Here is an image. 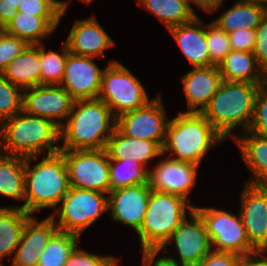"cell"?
<instances>
[{
	"label": "cell",
	"mask_w": 267,
	"mask_h": 266,
	"mask_svg": "<svg viewBox=\"0 0 267 266\" xmlns=\"http://www.w3.org/2000/svg\"><path fill=\"white\" fill-rule=\"evenodd\" d=\"M115 127L116 117L101 99L74 100L60 128V140H64L60 151L105 149Z\"/></svg>",
	"instance_id": "cell-1"
},
{
	"label": "cell",
	"mask_w": 267,
	"mask_h": 266,
	"mask_svg": "<svg viewBox=\"0 0 267 266\" xmlns=\"http://www.w3.org/2000/svg\"><path fill=\"white\" fill-rule=\"evenodd\" d=\"M60 127L44 117L20 111L0 124V152L20 157L47 155L60 151ZM56 145V146H55Z\"/></svg>",
	"instance_id": "cell-2"
},
{
	"label": "cell",
	"mask_w": 267,
	"mask_h": 266,
	"mask_svg": "<svg viewBox=\"0 0 267 266\" xmlns=\"http://www.w3.org/2000/svg\"><path fill=\"white\" fill-rule=\"evenodd\" d=\"M37 159L38 156L25 158L26 202L20 207L31 215L43 208L58 207L70 188L68 169L60 152L47 155L31 166V160Z\"/></svg>",
	"instance_id": "cell-3"
},
{
	"label": "cell",
	"mask_w": 267,
	"mask_h": 266,
	"mask_svg": "<svg viewBox=\"0 0 267 266\" xmlns=\"http://www.w3.org/2000/svg\"><path fill=\"white\" fill-rule=\"evenodd\" d=\"M266 84L223 81L201 114L225 139L240 125L249 129L258 90Z\"/></svg>",
	"instance_id": "cell-4"
},
{
	"label": "cell",
	"mask_w": 267,
	"mask_h": 266,
	"mask_svg": "<svg viewBox=\"0 0 267 266\" xmlns=\"http://www.w3.org/2000/svg\"><path fill=\"white\" fill-rule=\"evenodd\" d=\"M225 140L201 114L183 112L169 121L163 156L173 153L171 159L199 165L213 146Z\"/></svg>",
	"instance_id": "cell-5"
},
{
	"label": "cell",
	"mask_w": 267,
	"mask_h": 266,
	"mask_svg": "<svg viewBox=\"0 0 267 266\" xmlns=\"http://www.w3.org/2000/svg\"><path fill=\"white\" fill-rule=\"evenodd\" d=\"M194 205L181 196L151 190L139 235L142 250H160Z\"/></svg>",
	"instance_id": "cell-6"
},
{
	"label": "cell",
	"mask_w": 267,
	"mask_h": 266,
	"mask_svg": "<svg viewBox=\"0 0 267 266\" xmlns=\"http://www.w3.org/2000/svg\"><path fill=\"white\" fill-rule=\"evenodd\" d=\"M98 98L110 107L116 118L151 101L138 78L116 60L110 61L104 69Z\"/></svg>",
	"instance_id": "cell-7"
},
{
	"label": "cell",
	"mask_w": 267,
	"mask_h": 266,
	"mask_svg": "<svg viewBox=\"0 0 267 266\" xmlns=\"http://www.w3.org/2000/svg\"><path fill=\"white\" fill-rule=\"evenodd\" d=\"M55 210L59 231L81 236L103 213L108 212V196L102 192L70 187Z\"/></svg>",
	"instance_id": "cell-8"
},
{
	"label": "cell",
	"mask_w": 267,
	"mask_h": 266,
	"mask_svg": "<svg viewBox=\"0 0 267 266\" xmlns=\"http://www.w3.org/2000/svg\"><path fill=\"white\" fill-rule=\"evenodd\" d=\"M194 210L205 224L213 251L236 253L242 257L257 252L248 241L240 214L235 216L225 210L212 207L194 206Z\"/></svg>",
	"instance_id": "cell-9"
},
{
	"label": "cell",
	"mask_w": 267,
	"mask_h": 266,
	"mask_svg": "<svg viewBox=\"0 0 267 266\" xmlns=\"http://www.w3.org/2000/svg\"><path fill=\"white\" fill-rule=\"evenodd\" d=\"M59 152L65 159L70 187L109 194V156L106 149Z\"/></svg>",
	"instance_id": "cell-10"
},
{
	"label": "cell",
	"mask_w": 267,
	"mask_h": 266,
	"mask_svg": "<svg viewBox=\"0 0 267 266\" xmlns=\"http://www.w3.org/2000/svg\"><path fill=\"white\" fill-rule=\"evenodd\" d=\"M165 118L161 94H158L144 107L119 115L116 127L128 137L150 140L163 148L169 124Z\"/></svg>",
	"instance_id": "cell-11"
},
{
	"label": "cell",
	"mask_w": 267,
	"mask_h": 266,
	"mask_svg": "<svg viewBox=\"0 0 267 266\" xmlns=\"http://www.w3.org/2000/svg\"><path fill=\"white\" fill-rule=\"evenodd\" d=\"M74 99L61 85H39L23 89V110L33 116L44 117L62 127L67 121Z\"/></svg>",
	"instance_id": "cell-12"
},
{
	"label": "cell",
	"mask_w": 267,
	"mask_h": 266,
	"mask_svg": "<svg viewBox=\"0 0 267 266\" xmlns=\"http://www.w3.org/2000/svg\"><path fill=\"white\" fill-rule=\"evenodd\" d=\"M239 214L249 243L257 251H267V186L245 184Z\"/></svg>",
	"instance_id": "cell-13"
},
{
	"label": "cell",
	"mask_w": 267,
	"mask_h": 266,
	"mask_svg": "<svg viewBox=\"0 0 267 266\" xmlns=\"http://www.w3.org/2000/svg\"><path fill=\"white\" fill-rule=\"evenodd\" d=\"M180 223L168 242L175 243L180 261L184 266H196L199 261L212 251L211 241L207 234L205 224L200 215L193 210L189 216Z\"/></svg>",
	"instance_id": "cell-14"
},
{
	"label": "cell",
	"mask_w": 267,
	"mask_h": 266,
	"mask_svg": "<svg viewBox=\"0 0 267 266\" xmlns=\"http://www.w3.org/2000/svg\"><path fill=\"white\" fill-rule=\"evenodd\" d=\"M94 59L95 57L68 53L65 74L60 85L74 100L99 97L104 69H99L93 62Z\"/></svg>",
	"instance_id": "cell-15"
},
{
	"label": "cell",
	"mask_w": 267,
	"mask_h": 266,
	"mask_svg": "<svg viewBox=\"0 0 267 266\" xmlns=\"http://www.w3.org/2000/svg\"><path fill=\"white\" fill-rule=\"evenodd\" d=\"M199 165L171 159H163L151 171L148 184L151 190L175 194L191 201L187 197L196 184Z\"/></svg>",
	"instance_id": "cell-16"
},
{
	"label": "cell",
	"mask_w": 267,
	"mask_h": 266,
	"mask_svg": "<svg viewBox=\"0 0 267 266\" xmlns=\"http://www.w3.org/2000/svg\"><path fill=\"white\" fill-rule=\"evenodd\" d=\"M150 193L148 183L110 191L108 197L110 216L114 221L125 223L138 232L145 218Z\"/></svg>",
	"instance_id": "cell-17"
},
{
	"label": "cell",
	"mask_w": 267,
	"mask_h": 266,
	"mask_svg": "<svg viewBox=\"0 0 267 266\" xmlns=\"http://www.w3.org/2000/svg\"><path fill=\"white\" fill-rule=\"evenodd\" d=\"M65 43L72 54L99 58H105V49L115 45L94 16L76 21Z\"/></svg>",
	"instance_id": "cell-18"
},
{
	"label": "cell",
	"mask_w": 267,
	"mask_h": 266,
	"mask_svg": "<svg viewBox=\"0 0 267 266\" xmlns=\"http://www.w3.org/2000/svg\"><path fill=\"white\" fill-rule=\"evenodd\" d=\"M223 82L218 66L194 68L182 77L188 111L201 113Z\"/></svg>",
	"instance_id": "cell-19"
},
{
	"label": "cell",
	"mask_w": 267,
	"mask_h": 266,
	"mask_svg": "<svg viewBox=\"0 0 267 266\" xmlns=\"http://www.w3.org/2000/svg\"><path fill=\"white\" fill-rule=\"evenodd\" d=\"M168 30L194 68L210 66L206 25L197 15L191 21L173 26Z\"/></svg>",
	"instance_id": "cell-20"
},
{
	"label": "cell",
	"mask_w": 267,
	"mask_h": 266,
	"mask_svg": "<svg viewBox=\"0 0 267 266\" xmlns=\"http://www.w3.org/2000/svg\"><path fill=\"white\" fill-rule=\"evenodd\" d=\"M106 151L109 159H134L147 165L150 159L163 155V148L150 140L136 139L123 134L115 127L112 136L108 139Z\"/></svg>",
	"instance_id": "cell-21"
},
{
	"label": "cell",
	"mask_w": 267,
	"mask_h": 266,
	"mask_svg": "<svg viewBox=\"0 0 267 266\" xmlns=\"http://www.w3.org/2000/svg\"><path fill=\"white\" fill-rule=\"evenodd\" d=\"M61 16H35L18 11L3 30L29 45H39L59 25Z\"/></svg>",
	"instance_id": "cell-22"
},
{
	"label": "cell",
	"mask_w": 267,
	"mask_h": 266,
	"mask_svg": "<svg viewBox=\"0 0 267 266\" xmlns=\"http://www.w3.org/2000/svg\"><path fill=\"white\" fill-rule=\"evenodd\" d=\"M218 68L223 81L267 84V74L251 52L231 50Z\"/></svg>",
	"instance_id": "cell-23"
},
{
	"label": "cell",
	"mask_w": 267,
	"mask_h": 266,
	"mask_svg": "<svg viewBox=\"0 0 267 266\" xmlns=\"http://www.w3.org/2000/svg\"><path fill=\"white\" fill-rule=\"evenodd\" d=\"M237 137L234 135L233 139L239 146L246 166L254 176L246 184L267 186V139L249 131Z\"/></svg>",
	"instance_id": "cell-24"
},
{
	"label": "cell",
	"mask_w": 267,
	"mask_h": 266,
	"mask_svg": "<svg viewBox=\"0 0 267 266\" xmlns=\"http://www.w3.org/2000/svg\"><path fill=\"white\" fill-rule=\"evenodd\" d=\"M1 74L21 89L41 85L39 45H29L6 66Z\"/></svg>",
	"instance_id": "cell-25"
},
{
	"label": "cell",
	"mask_w": 267,
	"mask_h": 266,
	"mask_svg": "<svg viewBox=\"0 0 267 266\" xmlns=\"http://www.w3.org/2000/svg\"><path fill=\"white\" fill-rule=\"evenodd\" d=\"M33 215L19 206L0 207V266L7 255L15 254L25 223Z\"/></svg>",
	"instance_id": "cell-26"
},
{
	"label": "cell",
	"mask_w": 267,
	"mask_h": 266,
	"mask_svg": "<svg viewBox=\"0 0 267 266\" xmlns=\"http://www.w3.org/2000/svg\"><path fill=\"white\" fill-rule=\"evenodd\" d=\"M266 13L267 8L264 5L237 1L213 22L226 33L242 28L256 29Z\"/></svg>",
	"instance_id": "cell-27"
},
{
	"label": "cell",
	"mask_w": 267,
	"mask_h": 266,
	"mask_svg": "<svg viewBox=\"0 0 267 266\" xmlns=\"http://www.w3.org/2000/svg\"><path fill=\"white\" fill-rule=\"evenodd\" d=\"M0 195L25 199V157L0 152Z\"/></svg>",
	"instance_id": "cell-28"
},
{
	"label": "cell",
	"mask_w": 267,
	"mask_h": 266,
	"mask_svg": "<svg viewBox=\"0 0 267 266\" xmlns=\"http://www.w3.org/2000/svg\"><path fill=\"white\" fill-rule=\"evenodd\" d=\"M138 4L156 16L167 29L189 22L196 16L188 0H138Z\"/></svg>",
	"instance_id": "cell-29"
},
{
	"label": "cell",
	"mask_w": 267,
	"mask_h": 266,
	"mask_svg": "<svg viewBox=\"0 0 267 266\" xmlns=\"http://www.w3.org/2000/svg\"><path fill=\"white\" fill-rule=\"evenodd\" d=\"M149 168L134 159H109L110 191L148 183Z\"/></svg>",
	"instance_id": "cell-30"
},
{
	"label": "cell",
	"mask_w": 267,
	"mask_h": 266,
	"mask_svg": "<svg viewBox=\"0 0 267 266\" xmlns=\"http://www.w3.org/2000/svg\"><path fill=\"white\" fill-rule=\"evenodd\" d=\"M79 238V235L58 230L41 252L37 266H64Z\"/></svg>",
	"instance_id": "cell-31"
},
{
	"label": "cell",
	"mask_w": 267,
	"mask_h": 266,
	"mask_svg": "<svg viewBox=\"0 0 267 266\" xmlns=\"http://www.w3.org/2000/svg\"><path fill=\"white\" fill-rule=\"evenodd\" d=\"M56 214L53 213L40 222L32 216L26 223L23 229L21 240L17 247H32L38 248L41 253L51 237L58 231L55 223Z\"/></svg>",
	"instance_id": "cell-32"
},
{
	"label": "cell",
	"mask_w": 267,
	"mask_h": 266,
	"mask_svg": "<svg viewBox=\"0 0 267 266\" xmlns=\"http://www.w3.org/2000/svg\"><path fill=\"white\" fill-rule=\"evenodd\" d=\"M62 53L54 50L46 52L44 45L39 44V66L41 73V85H60L64 74L67 57L69 53L68 46L63 42Z\"/></svg>",
	"instance_id": "cell-33"
},
{
	"label": "cell",
	"mask_w": 267,
	"mask_h": 266,
	"mask_svg": "<svg viewBox=\"0 0 267 266\" xmlns=\"http://www.w3.org/2000/svg\"><path fill=\"white\" fill-rule=\"evenodd\" d=\"M23 110V89L0 74V123Z\"/></svg>",
	"instance_id": "cell-34"
},
{
	"label": "cell",
	"mask_w": 267,
	"mask_h": 266,
	"mask_svg": "<svg viewBox=\"0 0 267 266\" xmlns=\"http://www.w3.org/2000/svg\"><path fill=\"white\" fill-rule=\"evenodd\" d=\"M207 48L210 55V66H218L231 51L228 33L215 22L206 24Z\"/></svg>",
	"instance_id": "cell-35"
},
{
	"label": "cell",
	"mask_w": 267,
	"mask_h": 266,
	"mask_svg": "<svg viewBox=\"0 0 267 266\" xmlns=\"http://www.w3.org/2000/svg\"><path fill=\"white\" fill-rule=\"evenodd\" d=\"M68 2L58 0H23L18 11L35 16H61L64 15Z\"/></svg>",
	"instance_id": "cell-36"
},
{
	"label": "cell",
	"mask_w": 267,
	"mask_h": 266,
	"mask_svg": "<svg viewBox=\"0 0 267 266\" xmlns=\"http://www.w3.org/2000/svg\"><path fill=\"white\" fill-rule=\"evenodd\" d=\"M247 131L267 139V84L257 92L252 120Z\"/></svg>",
	"instance_id": "cell-37"
},
{
	"label": "cell",
	"mask_w": 267,
	"mask_h": 266,
	"mask_svg": "<svg viewBox=\"0 0 267 266\" xmlns=\"http://www.w3.org/2000/svg\"><path fill=\"white\" fill-rule=\"evenodd\" d=\"M29 44L16 36L0 30V74L6 66L20 53H22Z\"/></svg>",
	"instance_id": "cell-38"
},
{
	"label": "cell",
	"mask_w": 267,
	"mask_h": 266,
	"mask_svg": "<svg viewBox=\"0 0 267 266\" xmlns=\"http://www.w3.org/2000/svg\"><path fill=\"white\" fill-rule=\"evenodd\" d=\"M118 258L96 255L76 248L70 254L64 266H118Z\"/></svg>",
	"instance_id": "cell-39"
},
{
	"label": "cell",
	"mask_w": 267,
	"mask_h": 266,
	"mask_svg": "<svg viewBox=\"0 0 267 266\" xmlns=\"http://www.w3.org/2000/svg\"><path fill=\"white\" fill-rule=\"evenodd\" d=\"M253 54L259 66L267 74V13L255 29V47Z\"/></svg>",
	"instance_id": "cell-40"
},
{
	"label": "cell",
	"mask_w": 267,
	"mask_h": 266,
	"mask_svg": "<svg viewBox=\"0 0 267 266\" xmlns=\"http://www.w3.org/2000/svg\"><path fill=\"white\" fill-rule=\"evenodd\" d=\"M231 50L251 52L255 47V29H239L228 33Z\"/></svg>",
	"instance_id": "cell-41"
},
{
	"label": "cell",
	"mask_w": 267,
	"mask_h": 266,
	"mask_svg": "<svg viewBox=\"0 0 267 266\" xmlns=\"http://www.w3.org/2000/svg\"><path fill=\"white\" fill-rule=\"evenodd\" d=\"M243 257L231 252L211 251L196 266H241Z\"/></svg>",
	"instance_id": "cell-42"
},
{
	"label": "cell",
	"mask_w": 267,
	"mask_h": 266,
	"mask_svg": "<svg viewBox=\"0 0 267 266\" xmlns=\"http://www.w3.org/2000/svg\"><path fill=\"white\" fill-rule=\"evenodd\" d=\"M38 248L16 247V253L12 259V266H37L41 253Z\"/></svg>",
	"instance_id": "cell-43"
},
{
	"label": "cell",
	"mask_w": 267,
	"mask_h": 266,
	"mask_svg": "<svg viewBox=\"0 0 267 266\" xmlns=\"http://www.w3.org/2000/svg\"><path fill=\"white\" fill-rule=\"evenodd\" d=\"M161 250H143L142 266H184L178 263V260L170 256L160 257L156 260L157 254Z\"/></svg>",
	"instance_id": "cell-44"
},
{
	"label": "cell",
	"mask_w": 267,
	"mask_h": 266,
	"mask_svg": "<svg viewBox=\"0 0 267 266\" xmlns=\"http://www.w3.org/2000/svg\"><path fill=\"white\" fill-rule=\"evenodd\" d=\"M23 0H0V28L3 29L7 23L18 13V7Z\"/></svg>",
	"instance_id": "cell-45"
},
{
	"label": "cell",
	"mask_w": 267,
	"mask_h": 266,
	"mask_svg": "<svg viewBox=\"0 0 267 266\" xmlns=\"http://www.w3.org/2000/svg\"><path fill=\"white\" fill-rule=\"evenodd\" d=\"M241 266H267V251H257L243 257Z\"/></svg>",
	"instance_id": "cell-46"
},
{
	"label": "cell",
	"mask_w": 267,
	"mask_h": 266,
	"mask_svg": "<svg viewBox=\"0 0 267 266\" xmlns=\"http://www.w3.org/2000/svg\"><path fill=\"white\" fill-rule=\"evenodd\" d=\"M224 0H188L190 5L191 2L196 4L199 8L206 11V13H212L221 6Z\"/></svg>",
	"instance_id": "cell-47"
},
{
	"label": "cell",
	"mask_w": 267,
	"mask_h": 266,
	"mask_svg": "<svg viewBox=\"0 0 267 266\" xmlns=\"http://www.w3.org/2000/svg\"><path fill=\"white\" fill-rule=\"evenodd\" d=\"M239 1L249 2V3H257V4L264 5L267 8V0H239Z\"/></svg>",
	"instance_id": "cell-48"
},
{
	"label": "cell",
	"mask_w": 267,
	"mask_h": 266,
	"mask_svg": "<svg viewBox=\"0 0 267 266\" xmlns=\"http://www.w3.org/2000/svg\"><path fill=\"white\" fill-rule=\"evenodd\" d=\"M81 1H84V2L87 3V4H90V3L93 2L94 0H81Z\"/></svg>",
	"instance_id": "cell-49"
}]
</instances>
